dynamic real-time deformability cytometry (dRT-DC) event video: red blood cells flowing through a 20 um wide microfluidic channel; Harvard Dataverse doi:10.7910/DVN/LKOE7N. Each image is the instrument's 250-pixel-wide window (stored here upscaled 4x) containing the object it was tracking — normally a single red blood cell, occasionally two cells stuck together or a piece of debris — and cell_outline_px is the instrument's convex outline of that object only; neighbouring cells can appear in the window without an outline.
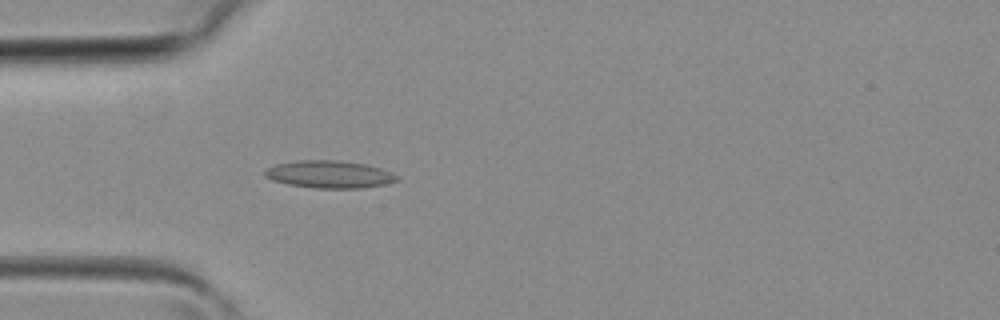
{"species": "common noctule bat (a hibernating species)", "species_latin": "Nyctalus noctula", "temperature_condition": "room temperature", "stored_images_in_passage": 32, "camera_frame_rate_fps": 3000, "um_per_image_px": 0.085, "animal": {"sex": "female", "body_mass_g": 19.3, "forearm_length_mm": 54.1}, "frame": {"image": 1, "passage_image": 4, "time_ms": 1.0, "image_size_px": [1000, 320], "cell_outline_px": [[400, 180], [384, 184], [360, 188], [316, 188], [288, 184], [272, 180], [264, 176], [264, 168], [276, 164], [296, 160], [336, 160], [364, 164], [380, 168], [392, 172]], "centroid_in_image_um": [27.95, 14.81], "position_along_channel_um": 57.0, "area_um2": 21.1}}
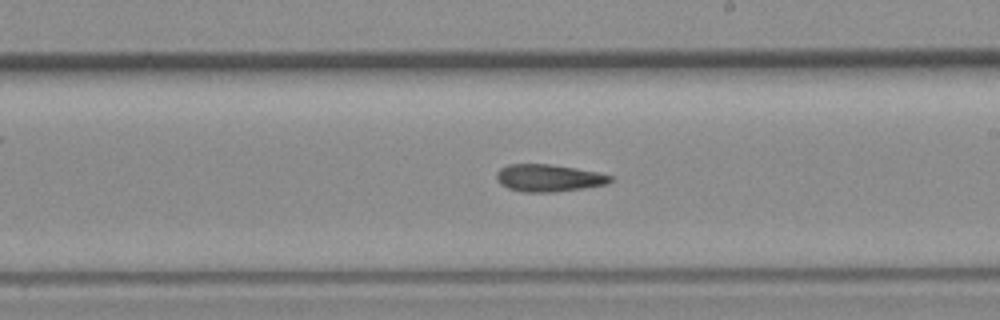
{"frame": {"image": 2, "passage_image": 15, "time_ms": 4.667, "image_size_px": [1000, 320], "cell_outline_px": [[612, 180], [604, 184], [584, 188], [556, 192], [524, 192], [508, 188], [500, 184], [496, 180], [496, 172], [500, 168], [508, 164], [548, 164], [576, 168], [600, 172], [612, 176]], "centroid_in_image_um": [46.6, 15.12], "position_along_channel_um": 242.4, "area_um2": 18.15}}
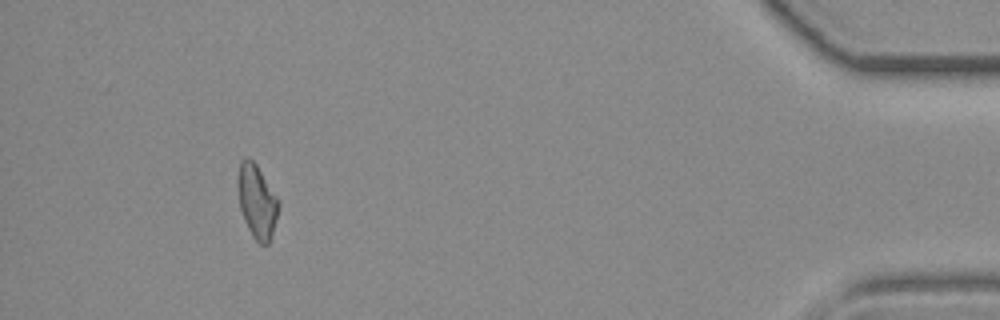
{"frame": {"image": 3, "passage_image": 29, "time_ms": 9.333, "image_size_px": [1000, 320], "cell_outline_px": [[280, 204], [272, 232], [268, 244], [260, 244], [252, 236], [244, 220], [240, 208], [236, 188], [236, 180], [240, 160], [248, 156], [256, 164], [280, 200]], "centroid_in_image_um": [21.81, 17.06], "position_along_channel_um": 413.4, "area_um2": 17.69}}